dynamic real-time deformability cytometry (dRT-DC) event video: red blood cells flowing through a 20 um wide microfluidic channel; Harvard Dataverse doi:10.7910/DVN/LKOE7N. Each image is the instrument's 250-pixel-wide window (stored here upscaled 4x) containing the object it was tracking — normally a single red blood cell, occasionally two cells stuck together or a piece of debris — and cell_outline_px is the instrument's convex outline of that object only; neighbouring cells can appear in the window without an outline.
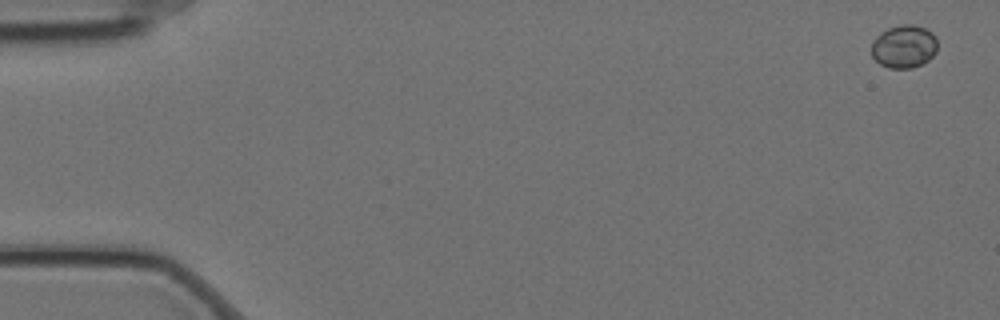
{"species": "Egyptian fruit bat (a non-hibernating species)", "species_latin": "Rousettus aegyptiacus", "temperature_condition": "cold", "stored_images_in_passage": 7, "camera_frame_rate_fps": 3000, "um_per_image_px": 0.085, "animal": {"sex": "female"}, "frame": {"image": 1, "passage_image": 1, "time_ms": 0.0, "image_size_px": [1000, 320], "cell_outline_px": [[936, 52], [928, 60], [912, 68], [888, 68], [880, 64], [872, 56], [872, 40], [880, 32], [888, 28], [900, 24], [912, 24], [924, 28], [932, 32], [936, 36]], "centroid_in_image_um": [76.82, 3.94], "position_along_channel_um": 8.2, "area_um2": 16.59}}
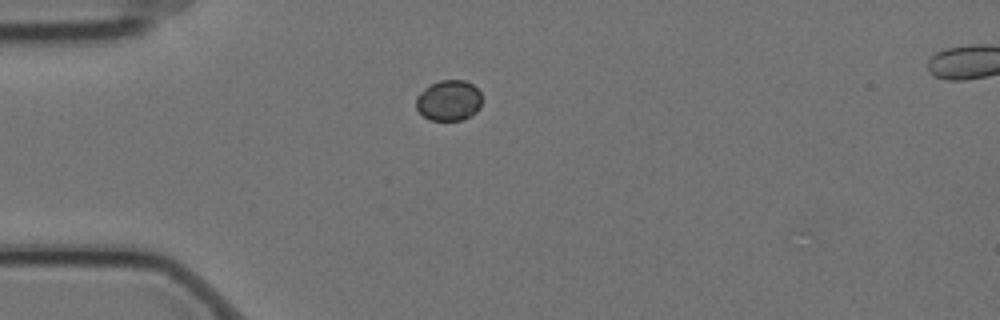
{"frame": {"image": 2, "passage_image": 5, "time_ms": 1.333, "image_size_px": [1000, 320], "cell_outline_px": [[480, 108], [476, 112], [464, 120], [432, 120], [424, 116], [416, 108], [416, 96], [424, 88], [440, 80], [464, 80], [472, 84], [480, 92]], "centroid_in_image_um": [38.14, 8.54], "position_along_channel_um": 46.9, "area_um2": 15.55}}
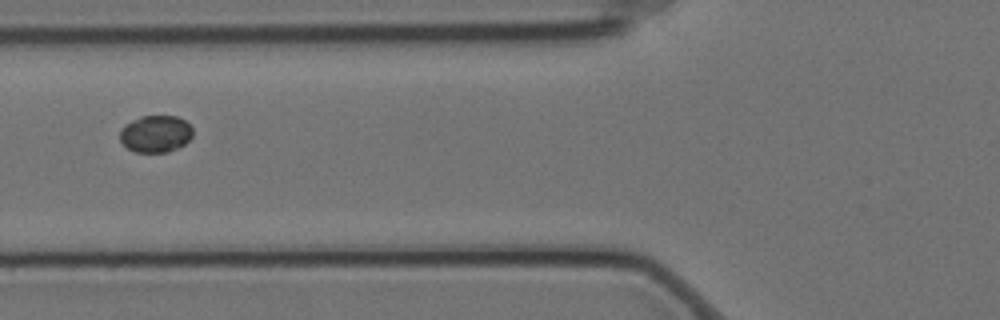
{"frame": {"image": 3, "passage_image": 7, "time_ms": 2.0, "image_size_px": [1000, 320], "cell_outline_px": [[192, 136], [184, 144], [168, 152], [136, 152], [128, 148], [120, 140], [120, 132], [124, 124], [140, 116], [176, 116], [184, 120], [192, 128]], "centroid_in_image_um": [13.21, 11.37], "position_along_channel_um": 112.6, "area_um2": 15.61}}